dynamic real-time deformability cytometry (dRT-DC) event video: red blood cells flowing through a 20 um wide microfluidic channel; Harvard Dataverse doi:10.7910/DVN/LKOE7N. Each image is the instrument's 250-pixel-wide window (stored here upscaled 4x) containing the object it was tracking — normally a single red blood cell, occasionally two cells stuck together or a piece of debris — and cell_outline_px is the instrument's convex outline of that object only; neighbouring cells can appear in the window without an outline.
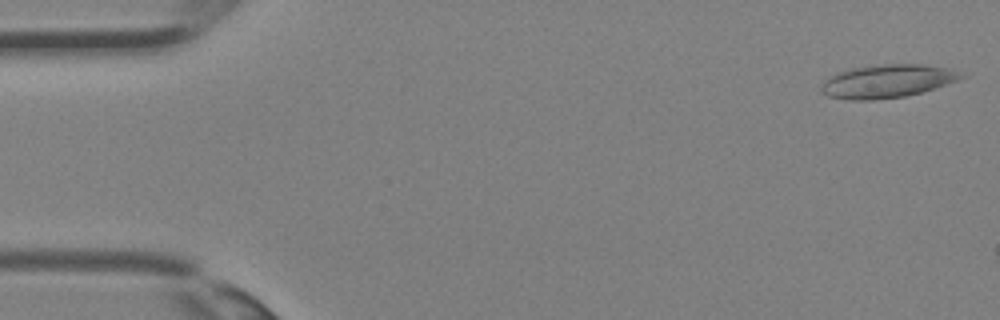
{"species": "Egyptian fruit bat (a non-hibernating species)", "species_latin": "Rousettus aegyptiacus", "temperature_condition": "room temperature", "stored_images_in_passage": 9, "camera_frame_rate_fps": 3000, "um_per_image_px": 0.085, "animal": {"sex": "female"}, "frame": {"image": 1, "passage_image": 1, "time_ms": 0.0, "image_size_px": [1000, 320], "cell_outline_px": [[968, 76], [920, 92], [904, 96], [872, 100], [852, 100], [828, 96], [820, 92], [820, 88], [824, 80], [828, 76], [836, 72], [852, 68], [880, 64], [920, 64], [948, 68]], "centroid_in_image_um": [75.33, 6.89], "position_along_channel_um": 9.7, "area_um2": 26.88}}